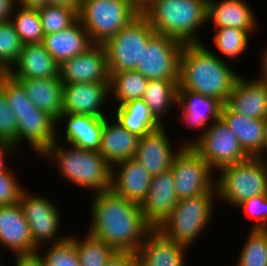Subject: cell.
<instances>
[{"mask_svg":"<svg viewBox=\"0 0 267 266\" xmlns=\"http://www.w3.org/2000/svg\"><path fill=\"white\" fill-rule=\"evenodd\" d=\"M91 201V236L104 241L115 251L138 253L153 229L145 220L140 204L109 191L93 194Z\"/></svg>","mask_w":267,"mask_h":266,"instance_id":"obj_1","label":"cell"},{"mask_svg":"<svg viewBox=\"0 0 267 266\" xmlns=\"http://www.w3.org/2000/svg\"><path fill=\"white\" fill-rule=\"evenodd\" d=\"M241 74L203 43L184 44L178 89L190 90L225 103Z\"/></svg>","mask_w":267,"mask_h":266,"instance_id":"obj_2","label":"cell"},{"mask_svg":"<svg viewBox=\"0 0 267 266\" xmlns=\"http://www.w3.org/2000/svg\"><path fill=\"white\" fill-rule=\"evenodd\" d=\"M57 135L56 141L41 155L57 165L59 176L93 194L109 191L112 185V166L96 150H86L74 145L65 147ZM63 145H62V144Z\"/></svg>","mask_w":267,"mask_h":266,"instance_id":"obj_3","label":"cell"},{"mask_svg":"<svg viewBox=\"0 0 267 266\" xmlns=\"http://www.w3.org/2000/svg\"><path fill=\"white\" fill-rule=\"evenodd\" d=\"M208 0H157L144 15L157 34L183 44L201 43L196 35L207 24Z\"/></svg>","mask_w":267,"mask_h":266,"instance_id":"obj_4","label":"cell"},{"mask_svg":"<svg viewBox=\"0 0 267 266\" xmlns=\"http://www.w3.org/2000/svg\"><path fill=\"white\" fill-rule=\"evenodd\" d=\"M217 199L215 186L207 193L178 200L173 212L156 229L165 237L190 248L211 223Z\"/></svg>","mask_w":267,"mask_h":266,"instance_id":"obj_5","label":"cell"},{"mask_svg":"<svg viewBox=\"0 0 267 266\" xmlns=\"http://www.w3.org/2000/svg\"><path fill=\"white\" fill-rule=\"evenodd\" d=\"M218 174L217 200L227 205L237 208L249 198L267 194V164L257 157L226 166Z\"/></svg>","mask_w":267,"mask_h":266,"instance_id":"obj_6","label":"cell"},{"mask_svg":"<svg viewBox=\"0 0 267 266\" xmlns=\"http://www.w3.org/2000/svg\"><path fill=\"white\" fill-rule=\"evenodd\" d=\"M137 14L128 0H87L78 19L93 44H105Z\"/></svg>","mask_w":267,"mask_h":266,"instance_id":"obj_7","label":"cell"},{"mask_svg":"<svg viewBox=\"0 0 267 266\" xmlns=\"http://www.w3.org/2000/svg\"><path fill=\"white\" fill-rule=\"evenodd\" d=\"M156 32L144 14H137L105 44L109 73L135 70L143 48Z\"/></svg>","mask_w":267,"mask_h":266,"instance_id":"obj_8","label":"cell"},{"mask_svg":"<svg viewBox=\"0 0 267 266\" xmlns=\"http://www.w3.org/2000/svg\"><path fill=\"white\" fill-rule=\"evenodd\" d=\"M180 143L191 146L214 172L249 158L237 137L221 118L211 123L202 135L183 139Z\"/></svg>","mask_w":267,"mask_h":266,"instance_id":"obj_9","label":"cell"},{"mask_svg":"<svg viewBox=\"0 0 267 266\" xmlns=\"http://www.w3.org/2000/svg\"><path fill=\"white\" fill-rule=\"evenodd\" d=\"M171 170L178 200L207 193L216 186L215 172L191 146H184L174 157Z\"/></svg>","mask_w":267,"mask_h":266,"instance_id":"obj_10","label":"cell"},{"mask_svg":"<svg viewBox=\"0 0 267 266\" xmlns=\"http://www.w3.org/2000/svg\"><path fill=\"white\" fill-rule=\"evenodd\" d=\"M184 44L155 33L143 48L135 71L148 80L179 81L180 54Z\"/></svg>","mask_w":267,"mask_h":266,"instance_id":"obj_11","label":"cell"},{"mask_svg":"<svg viewBox=\"0 0 267 266\" xmlns=\"http://www.w3.org/2000/svg\"><path fill=\"white\" fill-rule=\"evenodd\" d=\"M18 203L29 223L33 241L38 248H44L45 243H57L68 237L67 234L66 236L59 234L62 217L52 200L45 196L31 194L24 189ZM59 235L61 237H58Z\"/></svg>","mask_w":267,"mask_h":266,"instance_id":"obj_12","label":"cell"},{"mask_svg":"<svg viewBox=\"0 0 267 266\" xmlns=\"http://www.w3.org/2000/svg\"><path fill=\"white\" fill-rule=\"evenodd\" d=\"M63 85L70 83H110L107 52L104 44H93L83 54L63 62L59 67Z\"/></svg>","mask_w":267,"mask_h":266,"instance_id":"obj_13","label":"cell"},{"mask_svg":"<svg viewBox=\"0 0 267 266\" xmlns=\"http://www.w3.org/2000/svg\"><path fill=\"white\" fill-rule=\"evenodd\" d=\"M15 116L17 148L24 140L36 155L41 156L56 141L59 133L56 129L57 121L47 113L35 107L33 110L17 111Z\"/></svg>","mask_w":267,"mask_h":266,"instance_id":"obj_14","label":"cell"},{"mask_svg":"<svg viewBox=\"0 0 267 266\" xmlns=\"http://www.w3.org/2000/svg\"><path fill=\"white\" fill-rule=\"evenodd\" d=\"M164 126L140 137L136 154L133 159L140 163L151 176L159 175L171 169L174 157L185 146L172 147ZM177 149V150H176Z\"/></svg>","mask_w":267,"mask_h":266,"instance_id":"obj_15","label":"cell"},{"mask_svg":"<svg viewBox=\"0 0 267 266\" xmlns=\"http://www.w3.org/2000/svg\"><path fill=\"white\" fill-rule=\"evenodd\" d=\"M110 97L109 83H70L63 89V114L107 117L105 102Z\"/></svg>","mask_w":267,"mask_h":266,"instance_id":"obj_16","label":"cell"},{"mask_svg":"<svg viewBox=\"0 0 267 266\" xmlns=\"http://www.w3.org/2000/svg\"><path fill=\"white\" fill-rule=\"evenodd\" d=\"M178 203L173 172L152 176L146 198L140 204L146 222L156 229L173 212Z\"/></svg>","mask_w":267,"mask_h":266,"instance_id":"obj_17","label":"cell"},{"mask_svg":"<svg viewBox=\"0 0 267 266\" xmlns=\"http://www.w3.org/2000/svg\"><path fill=\"white\" fill-rule=\"evenodd\" d=\"M224 105L233 112L252 119L267 118V82L258 78L249 80L240 75Z\"/></svg>","mask_w":267,"mask_h":266,"instance_id":"obj_18","label":"cell"},{"mask_svg":"<svg viewBox=\"0 0 267 266\" xmlns=\"http://www.w3.org/2000/svg\"><path fill=\"white\" fill-rule=\"evenodd\" d=\"M0 245L12 251L13 255L38 251L19 203L0 205Z\"/></svg>","mask_w":267,"mask_h":266,"instance_id":"obj_19","label":"cell"},{"mask_svg":"<svg viewBox=\"0 0 267 266\" xmlns=\"http://www.w3.org/2000/svg\"><path fill=\"white\" fill-rule=\"evenodd\" d=\"M222 106L223 104L213 97L203 96L190 90L178 89L177 108L181 110L180 120H184L183 124L187 128L200 129V135L207 130L211 121L214 123L220 119Z\"/></svg>","mask_w":267,"mask_h":266,"instance_id":"obj_20","label":"cell"},{"mask_svg":"<svg viewBox=\"0 0 267 266\" xmlns=\"http://www.w3.org/2000/svg\"><path fill=\"white\" fill-rule=\"evenodd\" d=\"M188 249L152 229L137 253L138 266H186Z\"/></svg>","mask_w":267,"mask_h":266,"instance_id":"obj_21","label":"cell"},{"mask_svg":"<svg viewBox=\"0 0 267 266\" xmlns=\"http://www.w3.org/2000/svg\"><path fill=\"white\" fill-rule=\"evenodd\" d=\"M151 174L135 159H128L112 167L111 190L118 196L141 204L146 198Z\"/></svg>","mask_w":267,"mask_h":266,"instance_id":"obj_22","label":"cell"},{"mask_svg":"<svg viewBox=\"0 0 267 266\" xmlns=\"http://www.w3.org/2000/svg\"><path fill=\"white\" fill-rule=\"evenodd\" d=\"M257 19L246 0H208L207 22L215 28H238L254 35L258 28Z\"/></svg>","mask_w":267,"mask_h":266,"instance_id":"obj_23","label":"cell"},{"mask_svg":"<svg viewBox=\"0 0 267 266\" xmlns=\"http://www.w3.org/2000/svg\"><path fill=\"white\" fill-rule=\"evenodd\" d=\"M59 67L42 43L25 44L8 74L14 79H48L59 77Z\"/></svg>","mask_w":267,"mask_h":266,"instance_id":"obj_24","label":"cell"},{"mask_svg":"<svg viewBox=\"0 0 267 266\" xmlns=\"http://www.w3.org/2000/svg\"><path fill=\"white\" fill-rule=\"evenodd\" d=\"M140 137L129 132L117 121L104 118L99 153L113 167L124 160L133 159Z\"/></svg>","mask_w":267,"mask_h":266,"instance_id":"obj_25","label":"cell"},{"mask_svg":"<svg viewBox=\"0 0 267 266\" xmlns=\"http://www.w3.org/2000/svg\"><path fill=\"white\" fill-rule=\"evenodd\" d=\"M42 44L59 65L83 54L93 45L79 19L66 29L44 35Z\"/></svg>","mask_w":267,"mask_h":266,"instance_id":"obj_26","label":"cell"},{"mask_svg":"<svg viewBox=\"0 0 267 266\" xmlns=\"http://www.w3.org/2000/svg\"><path fill=\"white\" fill-rule=\"evenodd\" d=\"M237 137L249 157H257L264 145L265 120L252 119L230 111L224 104L220 117Z\"/></svg>","mask_w":267,"mask_h":266,"instance_id":"obj_27","label":"cell"},{"mask_svg":"<svg viewBox=\"0 0 267 266\" xmlns=\"http://www.w3.org/2000/svg\"><path fill=\"white\" fill-rule=\"evenodd\" d=\"M24 88L32 103L56 121L63 114L64 85L59 77L48 79H15Z\"/></svg>","mask_w":267,"mask_h":266,"instance_id":"obj_28","label":"cell"},{"mask_svg":"<svg viewBox=\"0 0 267 266\" xmlns=\"http://www.w3.org/2000/svg\"><path fill=\"white\" fill-rule=\"evenodd\" d=\"M63 121H67L64 125L65 144L98 151L104 118L80 114H62L57 120V126Z\"/></svg>","mask_w":267,"mask_h":266,"instance_id":"obj_29","label":"cell"},{"mask_svg":"<svg viewBox=\"0 0 267 266\" xmlns=\"http://www.w3.org/2000/svg\"><path fill=\"white\" fill-rule=\"evenodd\" d=\"M116 108L115 120L129 132L139 137L154 132L163 126L154 118L142 98L128 101Z\"/></svg>","mask_w":267,"mask_h":266,"instance_id":"obj_30","label":"cell"},{"mask_svg":"<svg viewBox=\"0 0 267 266\" xmlns=\"http://www.w3.org/2000/svg\"><path fill=\"white\" fill-rule=\"evenodd\" d=\"M178 83L179 81L166 80H149L147 83L142 99L154 118L163 126H166L163 116L172 109L171 107L177 106Z\"/></svg>","mask_w":267,"mask_h":266,"instance_id":"obj_31","label":"cell"},{"mask_svg":"<svg viewBox=\"0 0 267 266\" xmlns=\"http://www.w3.org/2000/svg\"><path fill=\"white\" fill-rule=\"evenodd\" d=\"M148 79L135 70L110 73L109 91L116 106L134 99H141Z\"/></svg>","mask_w":267,"mask_h":266,"instance_id":"obj_32","label":"cell"},{"mask_svg":"<svg viewBox=\"0 0 267 266\" xmlns=\"http://www.w3.org/2000/svg\"><path fill=\"white\" fill-rule=\"evenodd\" d=\"M82 240L71 235L76 245V252L81 266H105L115 250L104 241L86 233Z\"/></svg>","mask_w":267,"mask_h":266,"instance_id":"obj_33","label":"cell"},{"mask_svg":"<svg viewBox=\"0 0 267 266\" xmlns=\"http://www.w3.org/2000/svg\"><path fill=\"white\" fill-rule=\"evenodd\" d=\"M214 29L215 35L212 37V42H214L218 52L232 60L244 55L251 36L247 31L230 27Z\"/></svg>","mask_w":267,"mask_h":266,"instance_id":"obj_34","label":"cell"},{"mask_svg":"<svg viewBox=\"0 0 267 266\" xmlns=\"http://www.w3.org/2000/svg\"><path fill=\"white\" fill-rule=\"evenodd\" d=\"M18 12L11 16L16 32L23 44L42 43L44 32L38 9L23 8L18 6Z\"/></svg>","mask_w":267,"mask_h":266,"instance_id":"obj_35","label":"cell"},{"mask_svg":"<svg viewBox=\"0 0 267 266\" xmlns=\"http://www.w3.org/2000/svg\"><path fill=\"white\" fill-rule=\"evenodd\" d=\"M24 44L9 20L0 22V73H8L19 59Z\"/></svg>","mask_w":267,"mask_h":266,"instance_id":"obj_36","label":"cell"},{"mask_svg":"<svg viewBox=\"0 0 267 266\" xmlns=\"http://www.w3.org/2000/svg\"><path fill=\"white\" fill-rule=\"evenodd\" d=\"M236 266H267V231L251 229Z\"/></svg>","mask_w":267,"mask_h":266,"instance_id":"obj_37","label":"cell"},{"mask_svg":"<svg viewBox=\"0 0 267 266\" xmlns=\"http://www.w3.org/2000/svg\"><path fill=\"white\" fill-rule=\"evenodd\" d=\"M49 248L44 251L38 248V252L43 257L45 266H81L74 240L69 236L60 242L47 244ZM41 251V252H40Z\"/></svg>","mask_w":267,"mask_h":266,"instance_id":"obj_38","label":"cell"},{"mask_svg":"<svg viewBox=\"0 0 267 266\" xmlns=\"http://www.w3.org/2000/svg\"><path fill=\"white\" fill-rule=\"evenodd\" d=\"M38 12L45 35L66 29L78 19V14L75 11L49 4L39 8Z\"/></svg>","mask_w":267,"mask_h":266,"instance_id":"obj_39","label":"cell"},{"mask_svg":"<svg viewBox=\"0 0 267 266\" xmlns=\"http://www.w3.org/2000/svg\"><path fill=\"white\" fill-rule=\"evenodd\" d=\"M0 89L5 93L14 114L17 111L33 110L36 107L22 85L8 73H0Z\"/></svg>","mask_w":267,"mask_h":266,"instance_id":"obj_40","label":"cell"},{"mask_svg":"<svg viewBox=\"0 0 267 266\" xmlns=\"http://www.w3.org/2000/svg\"><path fill=\"white\" fill-rule=\"evenodd\" d=\"M0 141L17 149V120L5 93L0 89Z\"/></svg>","mask_w":267,"mask_h":266,"instance_id":"obj_41","label":"cell"},{"mask_svg":"<svg viewBox=\"0 0 267 266\" xmlns=\"http://www.w3.org/2000/svg\"><path fill=\"white\" fill-rule=\"evenodd\" d=\"M243 209L245 218L255 219L251 229L265 230L267 228V194L247 199L238 206Z\"/></svg>","mask_w":267,"mask_h":266,"instance_id":"obj_42","label":"cell"},{"mask_svg":"<svg viewBox=\"0 0 267 266\" xmlns=\"http://www.w3.org/2000/svg\"><path fill=\"white\" fill-rule=\"evenodd\" d=\"M7 167L0 171V205L16 204L25 189L17 176Z\"/></svg>","mask_w":267,"mask_h":266,"instance_id":"obj_43","label":"cell"},{"mask_svg":"<svg viewBox=\"0 0 267 266\" xmlns=\"http://www.w3.org/2000/svg\"><path fill=\"white\" fill-rule=\"evenodd\" d=\"M105 266H138V256L129 251H115Z\"/></svg>","mask_w":267,"mask_h":266,"instance_id":"obj_44","label":"cell"},{"mask_svg":"<svg viewBox=\"0 0 267 266\" xmlns=\"http://www.w3.org/2000/svg\"><path fill=\"white\" fill-rule=\"evenodd\" d=\"M15 266H45L43 257L40 253L15 254Z\"/></svg>","mask_w":267,"mask_h":266,"instance_id":"obj_45","label":"cell"},{"mask_svg":"<svg viewBox=\"0 0 267 266\" xmlns=\"http://www.w3.org/2000/svg\"><path fill=\"white\" fill-rule=\"evenodd\" d=\"M17 0H0V22H6L11 19L14 9L17 7Z\"/></svg>","mask_w":267,"mask_h":266,"instance_id":"obj_46","label":"cell"},{"mask_svg":"<svg viewBox=\"0 0 267 266\" xmlns=\"http://www.w3.org/2000/svg\"><path fill=\"white\" fill-rule=\"evenodd\" d=\"M49 5L60 6L71 9L79 14L81 10L80 0H48Z\"/></svg>","mask_w":267,"mask_h":266,"instance_id":"obj_47","label":"cell"},{"mask_svg":"<svg viewBox=\"0 0 267 266\" xmlns=\"http://www.w3.org/2000/svg\"><path fill=\"white\" fill-rule=\"evenodd\" d=\"M131 7L138 13L144 14L157 0H128Z\"/></svg>","mask_w":267,"mask_h":266,"instance_id":"obj_48","label":"cell"},{"mask_svg":"<svg viewBox=\"0 0 267 266\" xmlns=\"http://www.w3.org/2000/svg\"><path fill=\"white\" fill-rule=\"evenodd\" d=\"M14 151L15 149L10 144L0 141V171L7 167L6 159L9 158L10 152Z\"/></svg>","mask_w":267,"mask_h":266,"instance_id":"obj_49","label":"cell"},{"mask_svg":"<svg viewBox=\"0 0 267 266\" xmlns=\"http://www.w3.org/2000/svg\"><path fill=\"white\" fill-rule=\"evenodd\" d=\"M17 6L23 8L39 9L49 4L48 0H17Z\"/></svg>","mask_w":267,"mask_h":266,"instance_id":"obj_50","label":"cell"},{"mask_svg":"<svg viewBox=\"0 0 267 266\" xmlns=\"http://www.w3.org/2000/svg\"><path fill=\"white\" fill-rule=\"evenodd\" d=\"M261 61H260V78L267 82V47H265L261 54Z\"/></svg>","mask_w":267,"mask_h":266,"instance_id":"obj_51","label":"cell"},{"mask_svg":"<svg viewBox=\"0 0 267 266\" xmlns=\"http://www.w3.org/2000/svg\"><path fill=\"white\" fill-rule=\"evenodd\" d=\"M257 158L263 160L267 164V118L265 119V135H264V145L261 153Z\"/></svg>","mask_w":267,"mask_h":266,"instance_id":"obj_52","label":"cell"},{"mask_svg":"<svg viewBox=\"0 0 267 266\" xmlns=\"http://www.w3.org/2000/svg\"><path fill=\"white\" fill-rule=\"evenodd\" d=\"M1 254H0V266H3V261L1 260Z\"/></svg>","mask_w":267,"mask_h":266,"instance_id":"obj_53","label":"cell"},{"mask_svg":"<svg viewBox=\"0 0 267 266\" xmlns=\"http://www.w3.org/2000/svg\"><path fill=\"white\" fill-rule=\"evenodd\" d=\"M85 1H87V0H80V3L82 4V3L85 2Z\"/></svg>","mask_w":267,"mask_h":266,"instance_id":"obj_54","label":"cell"}]
</instances>
